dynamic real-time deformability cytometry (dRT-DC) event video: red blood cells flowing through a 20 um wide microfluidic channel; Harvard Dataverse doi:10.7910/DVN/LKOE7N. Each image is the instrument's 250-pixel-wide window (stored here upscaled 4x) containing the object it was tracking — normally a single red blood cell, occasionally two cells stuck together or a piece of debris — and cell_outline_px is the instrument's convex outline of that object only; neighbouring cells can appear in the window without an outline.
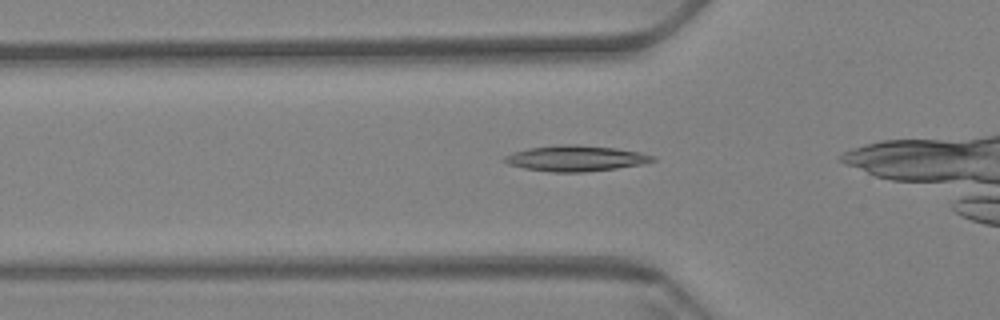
{"species": "Egyptian fruit bat (a non-hibernating species)", "species_latin": "Rousettus aegyptiacus", "temperature_condition": "warm", "stored_images_in_passage": 39, "camera_frame_rate_fps": 3000, "um_per_image_px": 0.085, "animal": {"sex": "female"}, "frame": {"image": 1, "passage_image": 11, "time_ms": 3.333, "image_size_px": [1000, 320], "cell_outline_px": [[656, 160], [640, 164], [616, 168], [584, 172], [552, 172], [524, 168], [508, 164], [500, 160], [504, 156], [512, 152], [528, 148], [564, 144], [576, 144], [616, 148], [640, 152], [656, 156]], "centroid_in_image_um": [48.9, 13.45], "position_along_channel_um": 76.9, "area_um2": 22.25}}
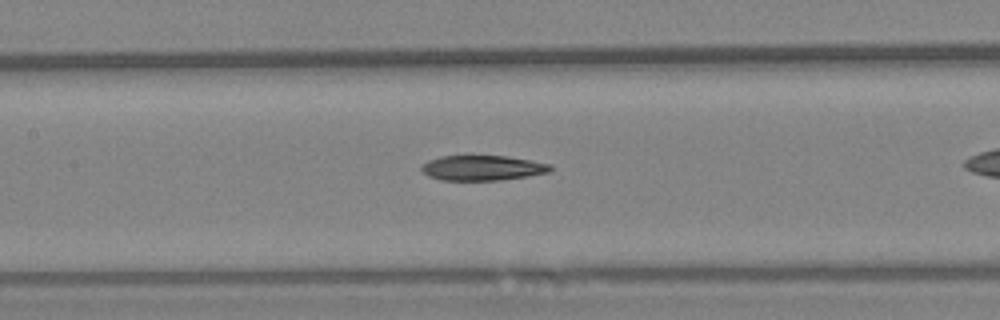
{"frame": {"image": 2, "passage_image": 19, "time_ms": 6.0, "image_size_px": [1000, 320], "cell_outline_px": [[552, 168], [548, 172], [528, 176], [500, 180], [440, 180], [428, 176], [420, 168], [428, 160], [440, 156], [504, 156], [552, 164]], "centroid_in_image_um": [40.99, 14.28], "position_along_channel_um": 166.4, "area_um2": 18.67}}
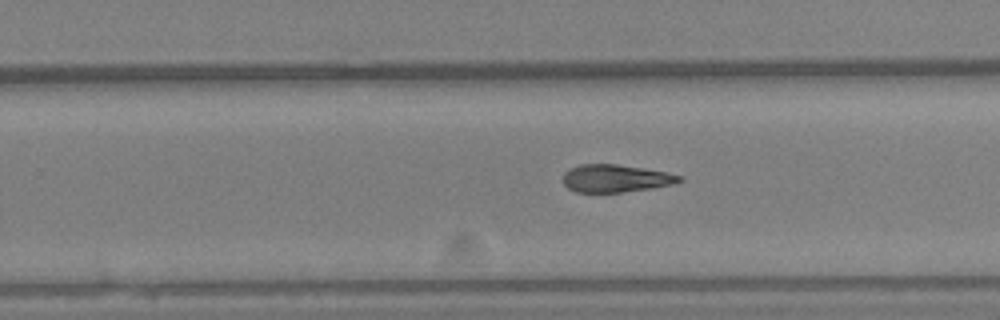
{"frame": {"image": 3, "passage_image": 29, "time_ms": 9.333, "image_size_px": [1000, 320], "cell_outline_px": [[684, 180], [672, 184], [652, 188], [620, 192], [576, 192], [568, 188], [564, 184], [564, 172], [580, 164], [616, 164], [668, 172], [684, 176]], "centroid_in_image_um": [52.36, 15.16], "position_along_channel_um": 277.4, "area_um2": 18.67}}